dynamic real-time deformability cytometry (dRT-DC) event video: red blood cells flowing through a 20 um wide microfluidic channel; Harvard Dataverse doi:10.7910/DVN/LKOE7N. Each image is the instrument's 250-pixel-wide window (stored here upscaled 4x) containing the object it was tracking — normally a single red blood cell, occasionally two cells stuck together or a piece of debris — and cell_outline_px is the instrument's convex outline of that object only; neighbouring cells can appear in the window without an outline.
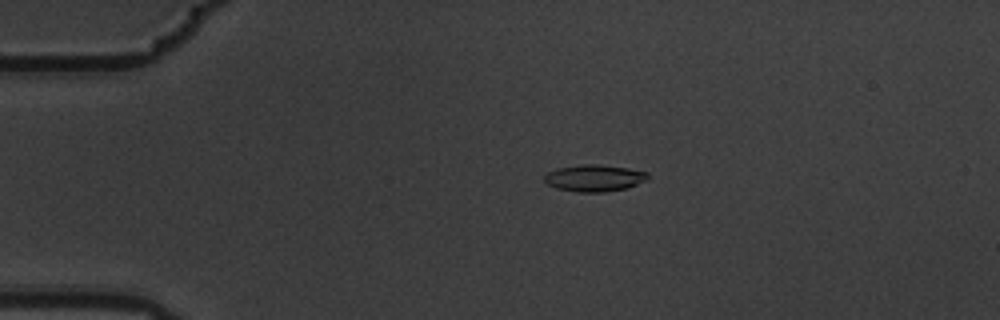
{"species": "common noctule bat (a hibernating species)", "species_latin": "Nyctalus noctula", "temperature_condition": "warm", "stored_images_in_passage": 7, "camera_frame_rate_fps": 3000, "um_per_image_px": 0.085, "animal": {"sex": "male", "body_mass_g": 19.5, "forearm_length_mm": 54.6}, "frame": {"image": 1, "passage_image": 4, "time_ms": 1.0, "image_size_px": [1000, 320], "cell_outline_px": [[648, 180], [628, 188], [604, 192], [580, 192], [556, 188], [548, 184], [544, 180], [544, 176], [548, 172], [556, 168], [580, 164], [596, 164], [628, 168], [648, 172]], "centroid_in_image_um": [50.53, 15.13], "position_along_channel_um": 34.5, "area_um2": 16.24}}
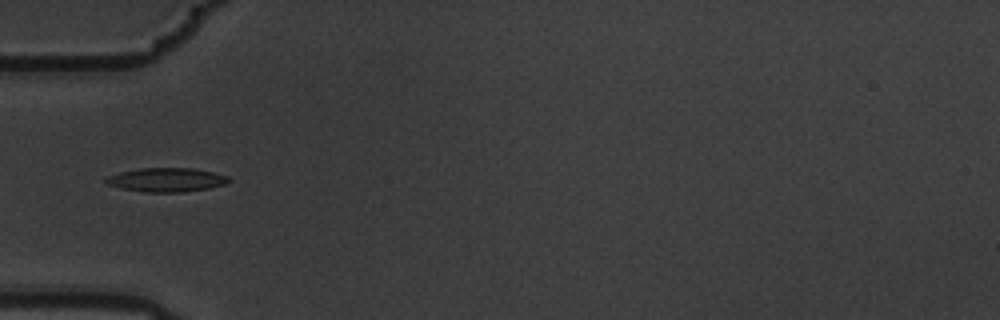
{"frame": {"image": 2, "passage_image": 6, "time_ms": 1.667, "image_size_px": [1000, 320], "cell_outline_px": [[232, 180], [224, 184], [208, 188], [184, 192], [144, 192], [120, 188], [108, 184], [104, 180], [108, 176], [120, 172], [140, 168], [192, 168], [212, 172], [228, 176]], "centroid_in_image_um": [14.15, 15.28], "position_along_channel_um": 70.9, "area_um2": 17.05}}
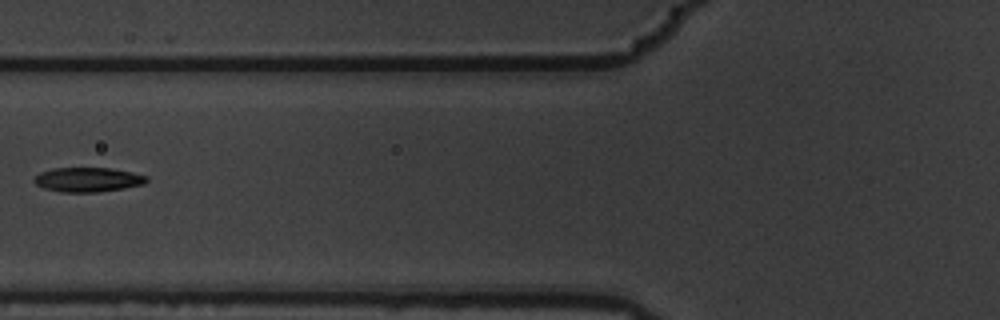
{"frame": {"image": 3, "passage_image": 7, "time_ms": 2.0, "image_size_px": [1000, 320], "cell_outline_px": [[148, 180], [144, 184], [124, 188], [96, 192], [60, 192], [44, 188], [36, 184], [32, 180], [40, 172], [52, 168], [112, 168], [132, 172], [148, 176]], "centroid_in_image_um": [7.47, 15.26], "position_along_channel_um": 118.3, "area_um2": 16.07}}